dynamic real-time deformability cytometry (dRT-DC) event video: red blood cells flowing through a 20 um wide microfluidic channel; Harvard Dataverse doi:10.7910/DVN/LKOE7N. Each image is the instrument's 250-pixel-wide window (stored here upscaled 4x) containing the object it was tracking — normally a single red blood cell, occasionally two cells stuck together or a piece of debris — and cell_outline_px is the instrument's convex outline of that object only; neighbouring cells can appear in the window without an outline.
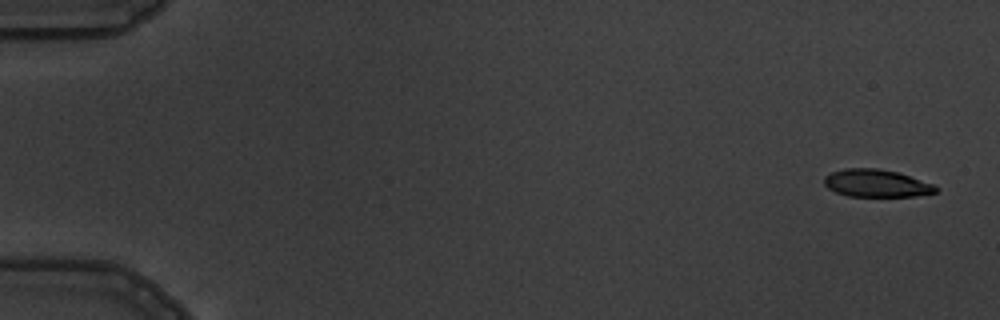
{"species": "common noctule bat (a hibernating species)", "species_latin": "Nyctalus noctula", "temperature_condition": "warm", "stored_images_in_passage": 7, "camera_frame_rate_fps": 3000, "um_per_image_px": 0.085, "animal": {"sex": "male", "body_mass_g": 19.5, "forearm_length_mm": 54.6}, "frame": {"image": 1, "passage_image": 1, "time_ms": 0.0, "image_size_px": [1000, 320], "cell_outline_px": [[940, 188], [936, 192], [916, 196], [848, 196], [836, 192], [828, 188], [824, 184], [824, 176], [832, 172], [844, 168], [880, 168], [896, 172], [932, 184]], "centroid_in_image_um": [74.46, 15.57], "position_along_channel_um": 10.5, "area_um2": 17.8}}
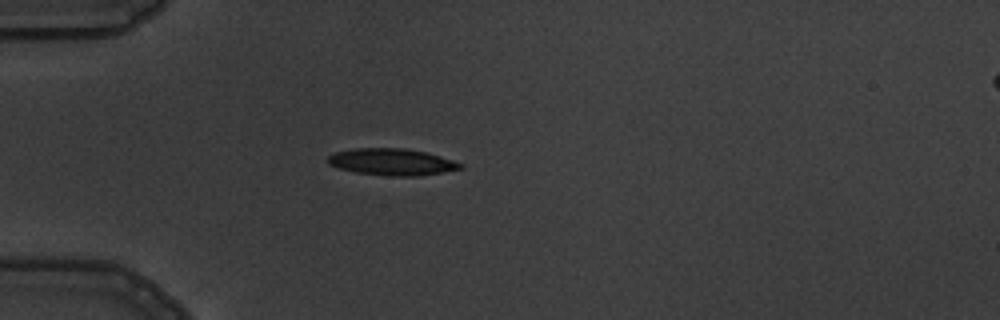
{"frame": {"image": 2, "passage_image": 5, "time_ms": 4.667, "image_size_px": [1000, 320], "cell_outline_px": [[464, 168], [420, 176], [392, 176], [356, 172], [340, 168], [328, 164], [328, 156], [336, 152], [356, 148], [404, 148], [424, 152], [440, 156], [464, 164]], "centroid_in_image_um": [33.33, 13.76], "position_along_channel_um": 51.7, "area_um2": 20.46}}